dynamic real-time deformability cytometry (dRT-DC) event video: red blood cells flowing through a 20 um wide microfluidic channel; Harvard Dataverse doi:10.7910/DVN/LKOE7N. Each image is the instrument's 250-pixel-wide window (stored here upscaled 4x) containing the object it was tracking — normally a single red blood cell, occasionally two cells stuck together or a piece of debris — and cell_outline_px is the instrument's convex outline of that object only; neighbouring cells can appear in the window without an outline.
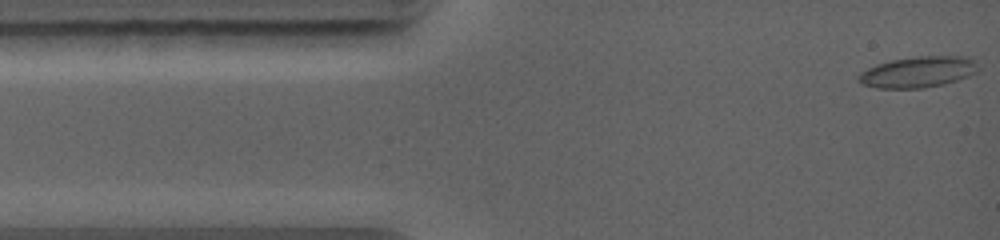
{"species": "common noctule bat (a hibernating species)", "species_latin": "Nyctalus noctula", "temperature_condition": "warm", "stored_images_in_passage": 4, "camera_frame_rate_fps": 5000, "um_per_image_px": 0.085, "animal": {"sex": "female", "body_mass_g": 19.0, "forearm_length_mm": 56.7}, "frame": {"image": 1, "passage_image": 1, "time_ms": 0.0, "image_size_px": [1000, 240], "cell_outline_px": [[980, 72], [944, 84], [920, 88], [876, 88], [860, 84], [856, 76], [860, 72], [876, 64], [888, 60], [916, 56], [964, 56], [976, 60], [980, 68]], "centroid_in_image_um": [78.04, 6.11], "position_along_channel_um": 7.0, "area_um2": 22.02}}
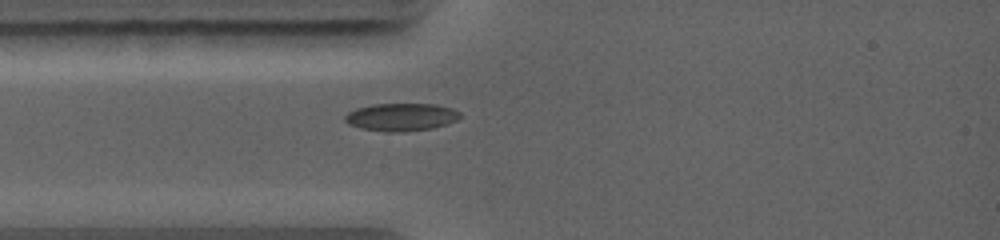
{"frame": {"image": 2, "passage_image": 4, "time_ms": 2.6, "image_size_px": [1000, 240], "cell_outline_px": [[460, 116], [456, 120], [432, 128], [404, 132], [384, 132], [360, 128], [348, 124], [344, 120], [344, 116], [348, 112], [356, 108], [372, 104], [436, 104], [452, 108], [460, 112]], "centroid_in_image_um": [34.06, 9.95], "position_along_channel_um": 50.9, "area_um2": 18.67}}